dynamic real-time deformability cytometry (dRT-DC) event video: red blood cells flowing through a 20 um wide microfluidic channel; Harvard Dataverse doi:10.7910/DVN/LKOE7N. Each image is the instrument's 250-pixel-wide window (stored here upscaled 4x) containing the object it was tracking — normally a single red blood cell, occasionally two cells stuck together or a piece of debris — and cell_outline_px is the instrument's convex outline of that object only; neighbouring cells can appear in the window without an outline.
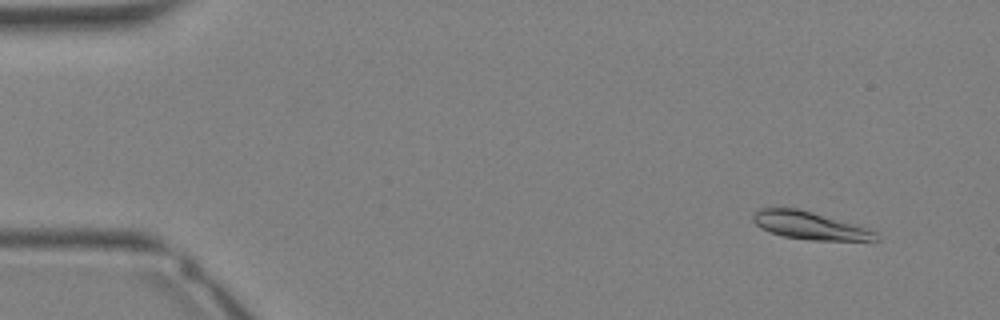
{"species": "Egyptian fruit bat (a non-hibernating species)", "species_latin": "Rousettus aegyptiacus", "temperature_condition": "warm", "stored_images_in_passage": 8, "camera_frame_rate_fps": 3000, "um_per_image_px": 0.085, "animal": {"sex": "female"}, "frame": {"image": 1, "passage_image": 3, "time_ms": 0.667, "image_size_px": [1000, 320], "cell_outline_px": [[880, 240], [808, 240], [784, 236], [760, 228], [752, 220], [752, 216], [760, 208], [796, 208], [812, 212], [868, 228], [876, 232], [880, 236]], "centroid_in_image_um": [68.84, 19.17], "position_along_channel_um": 16.2, "area_um2": 19.59}}